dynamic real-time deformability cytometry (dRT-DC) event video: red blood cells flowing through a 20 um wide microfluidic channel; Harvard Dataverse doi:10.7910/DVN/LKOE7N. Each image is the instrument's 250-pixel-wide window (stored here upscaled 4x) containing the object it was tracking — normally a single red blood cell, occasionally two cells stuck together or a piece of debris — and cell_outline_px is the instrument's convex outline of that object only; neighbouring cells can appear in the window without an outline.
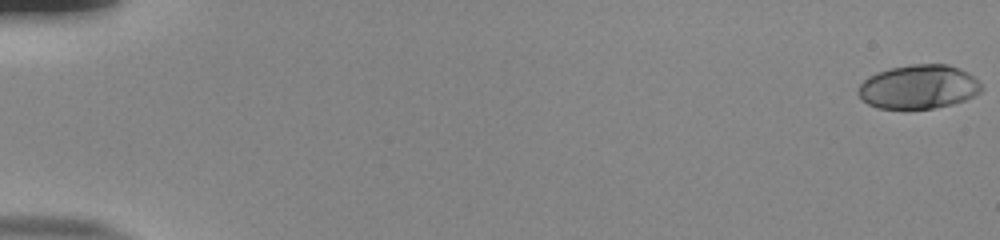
{"species": "human", "species_latin": "Homo sapiens", "temperature_condition": "room temperature", "stored_images_in_passage": 55, "camera_frame_rate_fps": 3000, "um_per_image_px": 0.085, "donor": {"sex": "male"}, "frame": {"image": 1, "passage_image": 1, "time_ms": 0.0, "image_size_px": [1000, 240], "cell_outline_px": [[984, 88], [980, 92], [964, 100], [952, 104], [932, 108], [904, 112], [876, 108], [868, 104], [856, 92], [860, 84], [868, 76], [876, 72], [892, 68], [912, 64], [948, 64], [960, 68], [968, 72]], "centroid_in_image_um": [78.04, 7.42], "position_along_channel_um": 7.0, "area_um2": 32.25}}
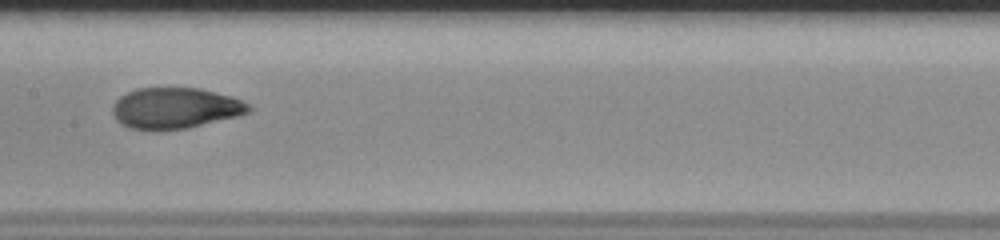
{"frame": {"image": 2, "passage_image": 30, "time_ms": 9.667, "image_size_px": [1000, 240], "cell_outline_px": [[252, 108], [248, 112], [236, 116], [188, 128], [152, 132], [128, 128], [116, 120], [112, 112], [112, 104], [120, 96], [136, 88], [200, 88], [232, 96], [252, 104]], "centroid_in_image_um": [14.86, 9.21], "position_along_channel_um": 192.5, "area_um2": 33.0}}
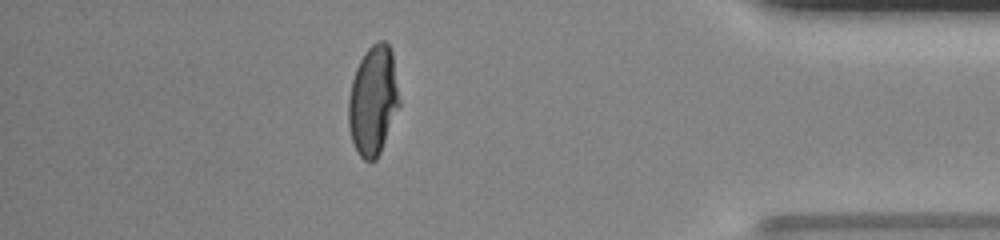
{"frame": {"image": 3, "passage_image": 49, "time_ms": 16.0, "image_size_px": [1000, 240], "cell_outline_px": [[400, 104], [380, 152], [376, 160], [364, 160], [360, 156], [352, 140], [348, 124], [348, 100], [352, 80], [356, 68], [364, 52], [376, 40], [384, 40], [392, 48], [400, 100]], "centroid_in_image_um": [31.72, 8.49], "position_along_channel_um": 403.5, "area_um2": 32.48}, "authors_computed_cell_mechanics": {"area_um2": 32.5992, "velocity_mm_per_s": 3.8527, "shape_relaxation_time_tau1_ms": 5.3822, "shape_relaxation_time_tau2_ms": 0.9357, "deformation_change_tau1": 0.2214, "deformation_change_tau2": 0.0536}}